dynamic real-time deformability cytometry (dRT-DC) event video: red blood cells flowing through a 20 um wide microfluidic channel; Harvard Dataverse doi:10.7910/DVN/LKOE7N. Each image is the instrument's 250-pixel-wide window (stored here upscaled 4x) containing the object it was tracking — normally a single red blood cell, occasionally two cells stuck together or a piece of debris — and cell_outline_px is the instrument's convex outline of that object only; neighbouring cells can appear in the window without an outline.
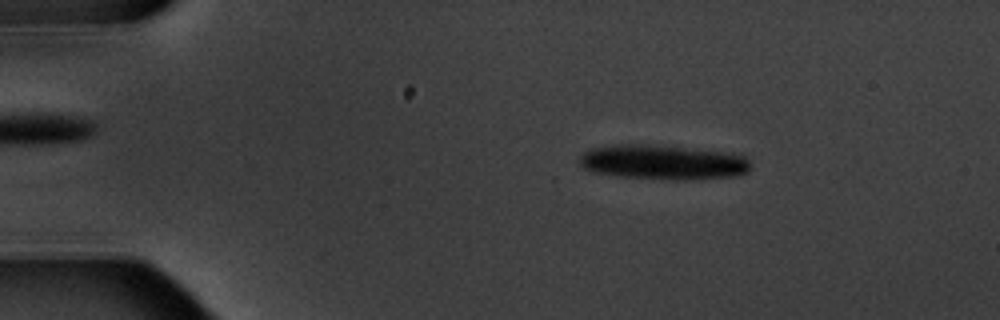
{"species": "common noctule bat (a hibernating species)", "species_latin": "Nyctalus noctula", "temperature_condition": "warm", "stored_images_in_passage": 5, "segment_of_instrument_passage": [1, 2], "camera_frame_rate_fps": 3000, "um_per_image_px": 0.085, "animal": {"sex": "male", "body_mass_g": 20.1, "forearm_length_mm": 53.5}, "frame": {"image": 1, "passage_image": 2, "time_ms": 1.333, "image_size_px": [1000, 320], "cell_outline_px": [[748, 172], [736, 176], [676, 180], [620, 176], [592, 172], [584, 168], [580, 164], [580, 156], [584, 152], [592, 148], [620, 144], [648, 144], [724, 152], [744, 156], [748, 160]], "centroid_in_image_um": [56.31, 13.79], "position_along_channel_um": 28.7, "area_um2": 34.22}}